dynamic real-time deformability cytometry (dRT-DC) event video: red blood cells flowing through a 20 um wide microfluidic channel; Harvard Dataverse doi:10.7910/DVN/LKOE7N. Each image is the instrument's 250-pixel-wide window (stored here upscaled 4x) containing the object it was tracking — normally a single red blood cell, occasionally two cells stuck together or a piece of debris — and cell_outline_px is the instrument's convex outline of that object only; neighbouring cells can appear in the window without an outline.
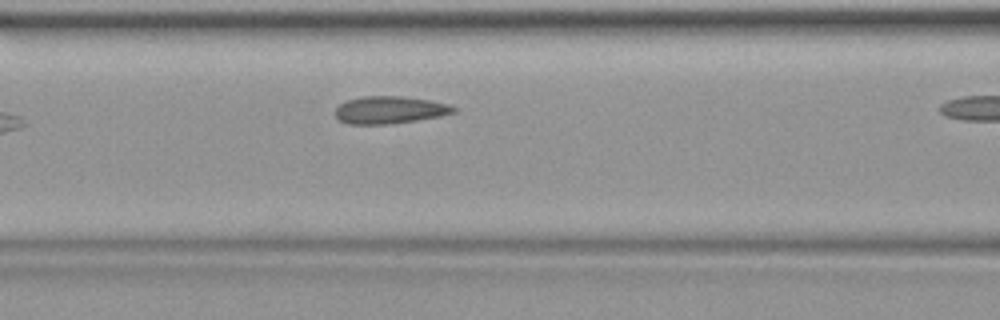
{"species": "common noctule bat (a hibernating species)", "species_latin": "Nyctalus noctula", "temperature_condition": "warm", "stored_images_in_passage": 4, "camera_frame_rate_fps": 3000, "um_per_image_px": 0.085, "animal": {"sex": "female", "body_mass_g": 19.9}, "frame": {"image": 1, "passage_image": 3, "time_ms": 0.667, "image_size_px": [1000, 320], "cell_outline_px": [[456, 112], [440, 116], [416, 120], [388, 124], [348, 124], [340, 120], [336, 116], [336, 108], [340, 104], [348, 100], [364, 96], [404, 96], [428, 100], [448, 104], [456, 108]], "centroid_in_image_um": [33.13, 9.34], "position_along_channel_um": 133.5, "area_um2": 18.73}}